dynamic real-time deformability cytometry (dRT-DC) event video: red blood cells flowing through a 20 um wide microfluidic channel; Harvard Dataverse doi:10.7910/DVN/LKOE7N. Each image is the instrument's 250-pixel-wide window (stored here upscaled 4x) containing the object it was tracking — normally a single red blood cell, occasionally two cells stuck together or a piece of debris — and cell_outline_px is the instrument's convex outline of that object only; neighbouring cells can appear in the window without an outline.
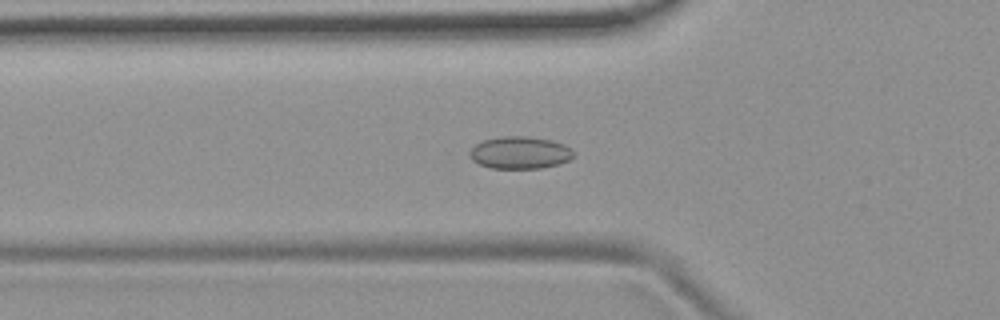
{"species": "common noctule bat (a hibernating species)", "species_latin": "Nyctalus noctula", "temperature_condition": "room temperature", "stored_images_in_passage": 53, "camera_frame_rate_fps": 3000, "um_per_image_px": 0.085, "animal": {"sex": "female", "body_mass_g": 19.9}, "frame": {"image": 1, "passage_image": 18, "time_ms": 5.667, "image_size_px": [1000, 320], "cell_outline_px": [[576, 156], [560, 164], [540, 168], [492, 168], [480, 164], [472, 160], [468, 156], [468, 152], [476, 144], [484, 140], [500, 136], [528, 136], [552, 140], [564, 144], [572, 148], [576, 152]], "centroid_in_image_um": [44.23, 12.97], "position_along_channel_um": 81.6, "area_um2": 19.83}}
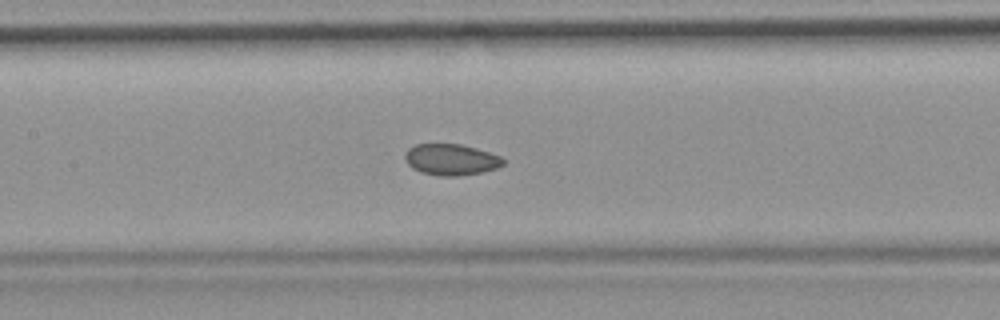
{"frame": {"image": 2, "passage_image": 25, "time_ms": 8.0, "image_size_px": [1000, 320], "cell_outline_px": [[504, 164], [496, 168], [484, 172], [456, 176], [440, 176], [420, 172], [412, 168], [404, 160], [404, 152], [408, 148], [416, 144], [460, 144], [476, 148], [500, 156], [504, 160]], "centroid_in_image_um": [38.3, 13.57], "position_along_channel_um": 169.1, "area_um2": 17.98}}
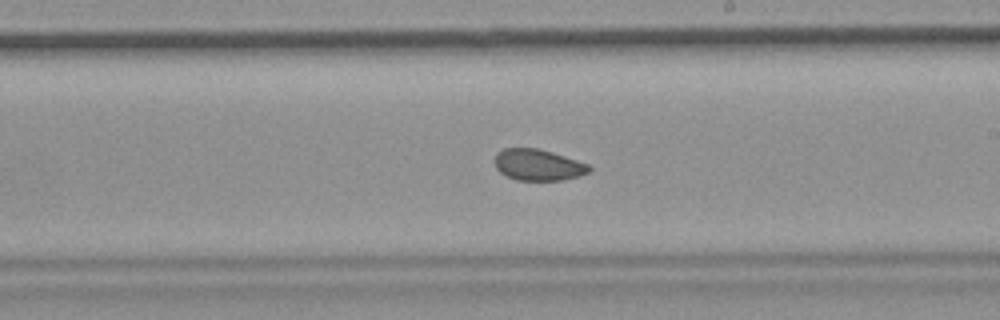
{"frame": {"image": 3, "passage_image": 31, "time_ms": 10.0, "image_size_px": [1000, 320], "cell_outline_px": [[592, 168], [588, 172], [580, 176], [564, 180], [516, 180], [500, 172], [496, 168], [496, 152], [504, 148], [536, 148], [552, 152], [588, 164]], "centroid_in_image_um": [45.75, 14.02], "position_along_channel_um": 243.3, "area_um2": 17.11}, "authors_computed_cell_mechanics": {"area_um2": 18.6116, "velocity_mm_per_s": 3.733, "shape_relaxation_time_tau1_ms": 8.2309, "shape_relaxation_time_tau2_ms": 1.6313, "deformation_change_tau1": 0.0878, "deformation_change_tau2": 0.0493}}